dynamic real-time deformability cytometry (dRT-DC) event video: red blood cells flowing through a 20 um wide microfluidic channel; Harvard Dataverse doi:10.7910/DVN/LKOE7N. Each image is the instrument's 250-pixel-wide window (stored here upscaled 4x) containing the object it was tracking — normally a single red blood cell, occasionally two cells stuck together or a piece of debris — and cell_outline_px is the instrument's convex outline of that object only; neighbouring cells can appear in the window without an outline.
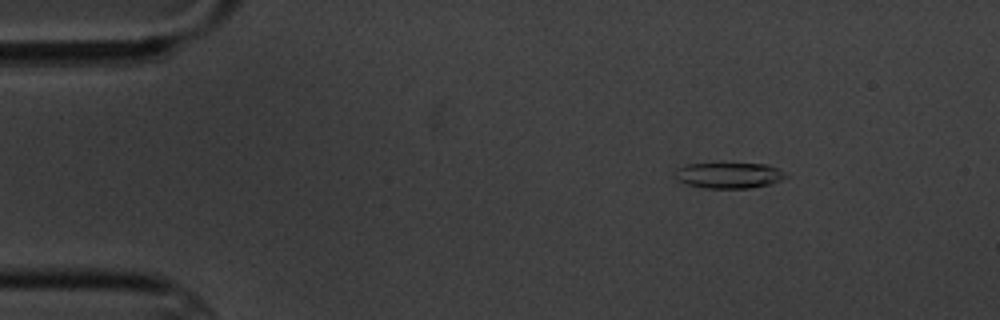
{"species": "common noctule bat (a hibernating species)", "species_latin": "Nyctalus noctula", "temperature_condition": "cold", "stored_images_in_passage": 5, "camera_frame_rate_fps": 3000, "um_per_image_px": 0.085, "animal": {"sex": "male", "body_mass_g": 20.1, "forearm_length_mm": 53.5}, "frame": {"image": 1, "passage_image": 2, "time_ms": 1.333, "image_size_px": [1000, 320], "cell_outline_px": [[788, 176], [780, 180], [768, 184], [752, 188], [704, 188], [688, 184], [680, 180], [676, 176], [676, 168], [688, 164], [768, 164], [784, 172]], "centroid_in_image_um": [61.98, 14.91], "position_along_channel_um": 23.0, "area_um2": 16.3}}